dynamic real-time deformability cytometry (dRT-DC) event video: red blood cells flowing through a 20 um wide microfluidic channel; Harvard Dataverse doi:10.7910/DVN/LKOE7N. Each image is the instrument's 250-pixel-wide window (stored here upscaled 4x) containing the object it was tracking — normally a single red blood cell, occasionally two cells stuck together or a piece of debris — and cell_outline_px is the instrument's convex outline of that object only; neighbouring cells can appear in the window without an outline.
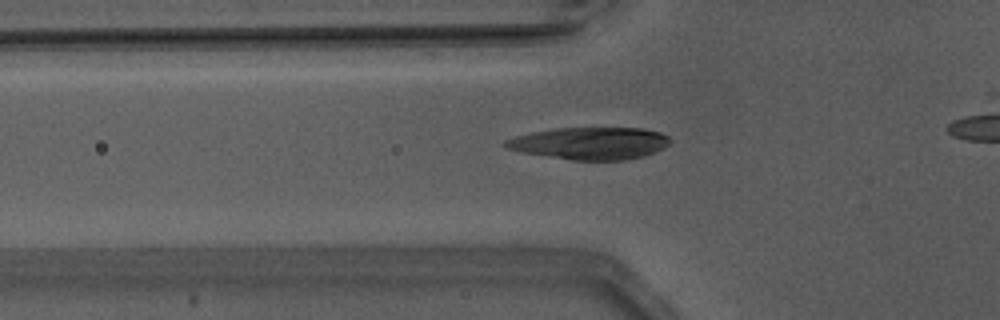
{"species": "Egyptian fruit bat (a non-hibernating species)", "species_latin": "Rousettus aegyptiacus", "temperature_condition": "warm", "stored_images_in_passage": 31, "camera_frame_rate_fps": 3000, "um_per_image_px": 0.085, "animal": {"sex": "male"}, "frame": {"image": 1, "passage_image": 6, "time_ms": 1.667, "image_size_px": [1000, 320], "cell_outline_px": [[672, 140], [664, 148], [656, 152], [644, 156], [624, 160], [572, 160], [520, 152], [504, 148], [500, 144], [504, 140], [516, 136], [532, 132], [556, 128], [644, 128], [660, 132], [668, 136]], "centroid_in_image_um": [50.13, 12.18], "position_along_channel_um": 75.7, "area_um2": 31.21}}
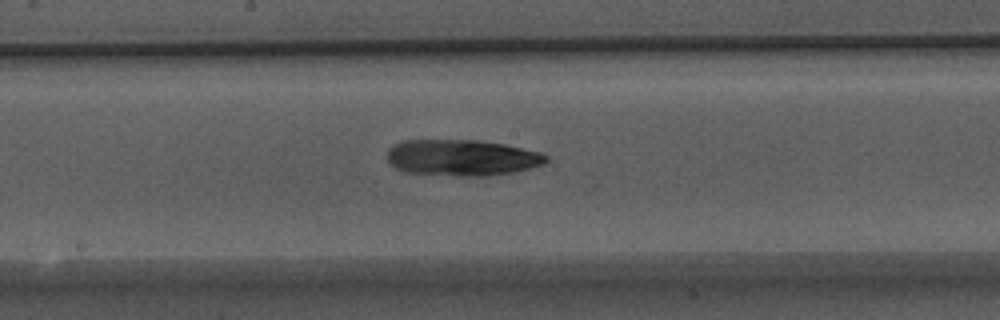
{"frame": {"image": 2, "passage_image": 15, "time_ms": 4.667, "image_size_px": [1000, 320], "cell_outline_px": [[548, 160], [544, 164], [512, 172], [488, 176], [456, 176], [404, 172], [388, 164], [388, 148], [392, 144], [404, 140], [476, 140], [504, 144], [540, 152], [548, 156]], "centroid_in_image_um": [39.22, 13.4], "position_along_channel_um": 209.0, "area_um2": 33.7}}
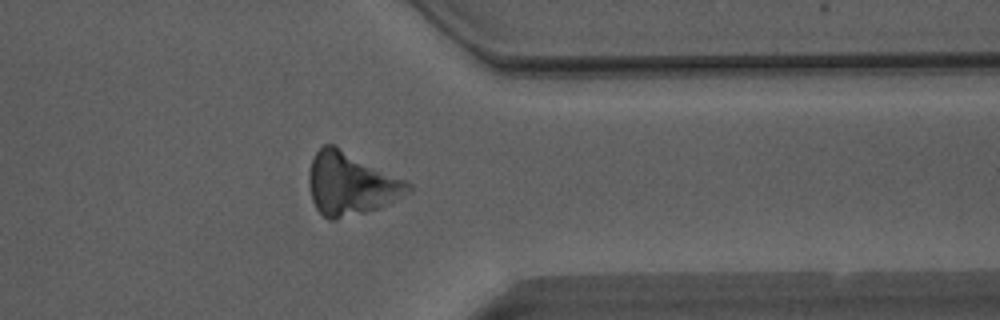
{"frame": {"image": 3, "passage_image": 27, "time_ms": 8.667, "image_size_px": [1000, 320], "cell_outline_px": [[416, 188], [412, 192], [380, 208], [336, 220], [328, 220], [316, 208], [312, 200], [308, 184], [308, 176], [312, 156], [324, 144], [336, 144], [408, 180]], "centroid_in_image_um": [29.87, 15.6], "position_along_channel_um": 381.5, "area_um2": 37.28}}